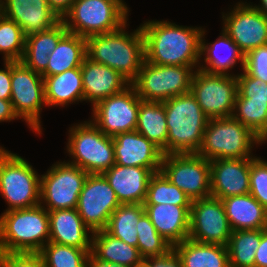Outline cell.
<instances>
[{"instance_id":"7a4b0ae2","label":"cell","mask_w":267,"mask_h":267,"mask_svg":"<svg viewBox=\"0 0 267 267\" xmlns=\"http://www.w3.org/2000/svg\"><path fill=\"white\" fill-rule=\"evenodd\" d=\"M127 26L126 23L116 31L87 37L86 54L92 61L119 72L131 83L145 60V51L141 27L128 33Z\"/></svg>"},{"instance_id":"7dc6e473","label":"cell","mask_w":267,"mask_h":267,"mask_svg":"<svg viewBox=\"0 0 267 267\" xmlns=\"http://www.w3.org/2000/svg\"><path fill=\"white\" fill-rule=\"evenodd\" d=\"M19 119L16 115L10 100L0 99V122L13 121Z\"/></svg>"},{"instance_id":"f546056e","label":"cell","mask_w":267,"mask_h":267,"mask_svg":"<svg viewBox=\"0 0 267 267\" xmlns=\"http://www.w3.org/2000/svg\"><path fill=\"white\" fill-rule=\"evenodd\" d=\"M183 267H230L227 247L189 238L173 246Z\"/></svg>"},{"instance_id":"ee69618b","label":"cell","mask_w":267,"mask_h":267,"mask_svg":"<svg viewBox=\"0 0 267 267\" xmlns=\"http://www.w3.org/2000/svg\"><path fill=\"white\" fill-rule=\"evenodd\" d=\"M143 267H183L181 258L172 248L162 256L149 257L143 260Z\"/></svg>"},{"instance_id":"5bb4252c","label":"cell","mask_w":267,"mask_h":267,"mask_svg":"<svg viewBox=\"0 0 267 267\" xmlns=\"http://www.w3.org/2000/svg\"><path fill=\"white\" fill-rule=\"evenodd\" d=\"M141 101L142 99L130 84L120 93L111 95L92 107L91 122L110 137L136 131Z\"/></svg>"},{"instance_id":"74e56055","label":"cell","mask_w":267,"mask_h":267,"mask_svg":"<svg viewBox=\"0 0 267 267\" xmlns=\"http://www.w3.org/2000/svg\"><path fill=\"white\" fill-rule=\"evenodd\" d=\"M136 229L138 235L137 248L143 259L162 256L173 248V246L157 232L146 213L140 217Z\"/></svg>"},{"instance_id":"2e32d148","label":"cell","mask_w":267,"mask_h":267,"mask_svg":"<svg viewBox=\"0 0 267 267\" xmlns=\"http://www.w3.org/2000/svg\"><path fill=\"white\" fill-rule=\"evenodd\" d=\"M231 233L221 199L210 196L192 201L188 236L190 240L226 246Z\"/></svg>"},{"instance_id":"ba28073f","label":"cell","mask_w":267,"mask_h":267,"mask_svg":"<svg viewBox=\"0 0 267 267\" xmlns=\"http://www.w3.org/2000/svg\"><path fill=\"white\" fill-rule=\"evenodd\" d=\"M68 161L88 174H102L115 165L113 137L105 135L92 122L76 124L69 129Z\"/></svg>"},{"instance_id":"d6a6232c","label":"cell","mask_w":267,"mask_h":267,"mask_svg":"<svg viewBox=\"0 0 267 267\" xmlns=\"http://www.w3.org/2000/svg\"><path fill=\"white\" fill-rule=\"evenodd\" d=\"M144 213L143 204H121L111 214L105 231L129 245L137 247L136 226Z\"/></svg>"},{"instance_id":"8992f818","label":"cell","mask_w":267,"mask_h":267,"mask_svg":"<svg viewBox=\"0 0 267 267\" xmlns=\"http://www.w3.org/2000/svg\"><path fill=\"white\" fill-rule=\"evenodd\" d=\"M262 145L258 136L235 118H210L198 155L213 159L252 158V148Z\"/></svg>"},{"instance_id":"f1b7e54d","label":"cell","mask_w":267,"mask_h":267,"mask_svg":"<svg viewBox=\"0 0 267 267\" xmlns=\"http://www.w3.org/2000/svg\"><path fill=\"white\" fill-rule=\"evenodd\" d=\"M43 79L47 106L64 107L69 103L84 101L80 67Z\"/></svg>"},{"instance_id":"9a60e30c","label":"cell","mask_w":267,"mask_h":267,"mask_svg":"<svg viewBox=\"0 0 267 267\" xmlns=\"http://www.w3.org/2000/svg\"><path fill=\"white\" fill-rule=\"evenodd\" d=\"M120 205L116 193L102 174H88L76 209L92 233L105 230L111 214Z\"/></svg>"},{"instance_id":"30bf717a","label":"cell","mask_w":267,"mask_h":267,"mask_svg":"<svg viewBox=\"0 0 267 267\" xmlns=\"http://www.w3.org/2000/svg\"><path fill=\"white\" fill-rule=\"evenodd\" d=\"M10 101L18 118L24 119L33 132L41 135L40 113L43 106H47L44 79L22 61H11Z\"/></svg>"},{"instance_id":"7c38bea8","label":"cell","mask_w":267,"mask_h":267,"mask_svg":"<svg viewBox=\"0 0 267 267\" xmlns=\"http://www.w3.org/2000/svg\"><path fill=\"white\" fill-rule=\"evenodd\" d=\"M160 171L191 201L211 196L210 161L197 153L163 155Z\"/></svg>"},{"instance_id":"8d00e7d4","label":"cell","mask_w":267,"mask_h":267,"mask_svg":"<svg viewBox=\"0 0 267 267\" xmlns=\"http://www.w3.org/2000/svg\"><path fill=\"white\" fill-rule=\"evenodd\" d=\"M232 117L260 139L267 133V102L251 101V98H236Z\"/></svg>"},{"instance_id":"ffe728a7","label":"cell","mask_w":267,"mask_h":267,"mask_svg":"<svg viewBox=\"0 0 267 267\" xmlns=\"http://www.w3.org/2000/svg\"><path fill=\"white\" fill-rule=\"evenodd\" d=\"M81 75L84 101L94 107L98 102L111 95L120 93L130 82L110 67L94 62L87 56L82 62Z\"/></svg>"},{"instance_id":"44dd1931","label":"cell","mask_w":267,"mask_h":267,"mask_svg":"<svg viewBox=\"0 0 267 267\" xmlns=\"http://www.w3.org/2000/svg\"><path fill=\"white\" fill-rule=\"evenodd\" d=\"M115 164L160 169L163 152L137 131L113 137Z\"/></svg>"},{"instance_id":"bcb514c9","label":"cell","mask_w":267,"mask_h":267,"mask_svg":"<svg viewBox=\"0 0 267 267\" xmlns=\"http://www.w3.org/2000/svg\"><path fill=\"white\" fill-rule=\"evenodd\" d=\"M254 267H267V229H261V242L255 252Z\"/></svg>"},{"instance_id":"ab89813d","label":"cell","mask_w":267,"mask_h":267,"mask_svg":"<svg viewBox=\"0 0 267 267\" xmlns=\"http://www.w3.org/2000/svg\"><path fill=\"white\" fill-rule=\"evenodd\" d=\"M267 210V161L260 157L250 158V192Z\"/></svg>"},{"instance_id":"1f68e13d","label":"cell","mask_w":267,"mask_h":267,"mask_svg":"<svg viewBox=\"0 0 267 267\" xmlns=\"http://www.w3.org/2000/svg\"><path fill=\"white\" fill-rule=\"evenodd\" d=\"M136 131L167 155L168 129L163 102H140Z\"/></svg>"},{"instance_id":"e0dca14e","label":"cell","mask_w":267,"mask_h":267,"mask_svg":"<svg viewBox=\"0 0 267 267\" xmlns=\"http://www.w3.org/2000/svg\"><path fill=\"white\" fill-rule=\"evenodd\" d=\"M231 12L222 14L223 30L245 54L267 44V17L254 5L238 2Z\"/></svg>"},{"instance_id":"cb8c5ba5","label":"cell","mask_w":267,"mask_h":267,"mask_svg":"<svg viewBox=\"0 0 267 267\" xmlns=\"http://www.w3.org/2000/svg\"><path fill=\"white\" fill-rule=\"evenodd\" d=\"M157 232L172 246L188 239L191 206L144 205Z\"/></svg>"},{"instance_id":"d4e9b609","label":"cell","mask_w":267,"mask_h":267,"mask_svg":"<svg viewBox=\"0 0 267 267\" xmlns=\"http://www.w3.org/2000/svg\"><path fill=\"white\" fill-rule=\"evenodd\" d=\"M205 28H203L200 39V57L203 55L205 64L198 66L199 69L213 74L233 75L230 71L237 61L244 66V53L240 50L239 46L228 36V34L222 30L219 38L215 42L207 43L205 41ZM221 51H225L228 54L222 57ZM222 52V53H223ZM224 52V53H225Z\"/></svg>"},{"instance_id":"836d02e7","label":"cell","mask_w":267,"mask_h":267,"mask_svg":"<svg viewBox=\"0 0 267 267\" xmlns=\"http://www.w3.org/2000/svg\"><path fill=\"white\" fill-rule=\"evenodd\" d=\"M261 242V229L232 231L226 245L230 267H254L255 252Z\"/></svg>"},{"instance_id":"52a82bcc","label":"cell","mask_w":267,"mask_h":267,"mask_svg":"<svg viewBox=\"0 0 267 267\" xmlns=\"http://www.w3.org/2000/svg\"><path fill=\"white\" fill-rule=\"evenodd\" d=\"M23 157L0 147V193L5 211L32 208L40 204V175Z\"/></svg>"},{"instance_id":"d590c367","label":"cell","mask_w":267,"mask_h":267,"mask_svg":"<svg viewBox=\"0 0 267 267\" xmlns=\"http://www.w3.org/2000/svg\"><path fill=\"white\" fill-rule=\"evenodd\" d=\"M91 250L48 242L38 254L45 267H87Z\"/></svg>"},{"instance_id":"f6af8a7d","label":"cell","mask_w":267,"mask_h":267,"mask_svg":"<svg viewBox=\"0 0 267 267\" xmlns=\"http://www.w3.org/2000/svg\"><path fill=\"white\" fill-rule=\"evenodd\" d=\"M4 69H0V99H11V61H4Z\"/></svg>"},{"instance_id":"816d5d0a","label":"cell","mask_w":267,"mask_h":267,"mask_svg":"<svg viewBox=\"0 0 267 267\" xmlns=\"http://www.w3.org/2000/svg\"><path fill=\"white\" fill-rule=\"evenodd\" d=\"M260 140L262 143L267 142V133Z\"/></svg>"},{"instance_id":"60d3db41","label":"cell","mask_w":267,"mask_h":267,"mask_svg":"<svg viewBox=\"0 0 267 267\" xmlns=\"http://www.w3.org/2000/svg\"><path fill=\"white\" fill-rule=\"evenodd\" d=\"M236 98H251V101L267 102V82L249 76L244 71L237 74Z\"/></svg>"},{"instance_id":"4fadbf2b","label":"cell","mask_w":267,"mask_h":267,"mask_svg":"<svg viewBox=\"0 0 267 267\" xmlns=\"http://www.w3.org/2000/svg\"><path fill=\"white\" fill-rule=\"evenodd\" d=\"M190 92L209 119L231 117L237 76L208 73L198 68L193 74Z\"/></svg>"},{"instance_id":"b9f144b4","label":"cell","mask_w":267,"mask_h":267,"mask_svg":"<svg viewBox=\"0 0 267 267\" xmlns=\"http://www.w3.org/2000/svg\"><path fill=\"white\" fill-rule=\"evenodd\" d=\"M243 71L249 76L267 82V44L245 54Z\"/></svg>"},{"instance_id":"5b68a950","label":"cell","mask_w":267,"mask_h":267,"mask_svg":"<svg viewBox=\"0 0 267 267\" xmlns=\"http://www.w3.org/2000/svg\"><path fill=\"white\" fill-rule=\"evenodd\" d=\"M129 12L123 0H75L62 22L69 33L87 38L120 29Z\"/></svg>"},{"instance_id":"8fae6325","label":"cell","mask_w":267,"mask_h":267,"mask_svg":"<svg viewBox=\"0 0 267 267\" xmlns=\"http://www.w3.org/2000/svg\"><path fill=\"white\" fill-rule=\"evenodd\" d=\"M87 176L77 165L56 162L40 177V205L47 211L76 208Z\"/></svg>"},{"instance_id":"f35d334b","label":"cell","mask_w":267,"mask_h":267,"mask_svg":"<svg viewBox=\"0 0 267 267\" xmlns=\"http://www.w3.org/2000/svg\"><path fill=\"white\" fill-rule=\"evenodd\" d=\"M25 38L22 28L0 12V53L4 54V61L22 60Z\"/></svg>"},{"instance_id":"603a6c76","label":"cell","mask_w":267,"mask_h":267,"mask_svg":"<svg viewBox=\"0 0 267 267\" xmlns=\"http://www.w3.org/2000/svg\"><path fill=\"white\" fill-rule=\"evenodd\" d=\"M48 215L49 242L91 250L92 231L83 223L76 208L48 211Z\"/></svg>"},{"instance_id":"484cf974","label":"cell","mask_w":267,"mask_h":267,"mask_svg":"<svg viewBox=\"0 0 267 267\" xmlns=\"http://www.w3.org/2000/svg\"><path fill=\"white\" fill-rule=\"evenodd\" d=\"M221 201L232 231L267 229V210L250 193Z\"/></svg>"},{"instance_id":"4dcf8cb0","label":"cell","mask_w":267,"mask_h":267,"mask_svg":"<svg viewBox=\"0 0 267 267\" xmlns=\"http://www.w3.org/2000/svg\"><path fill=\"white\" fill-rule=\"evenodd\" d=\"M86 56V38L67 32L50 53L47 69L41 75L45 78L81 67Z\"/></svg>"},{"instance_id":"83f0119b","label":"cell","mask_w":267,"mask_h":267,"mask_svg":"<svg viewBox=\"0 0 267 267\" xmlns=\"http://www.w3.org/2000/svg\"><path fill=\"white\" fill-rule=\"evenodd\" d=\"M91 253L105 262L127 267H143V258L137 247L117 239L105 230L92 233Z\"/></svg>"},{"instance_id":"c3c4849f","label":"cell","mask_w":267,"mask_h":267,"mask_svg":"<svg viewBox=\"0 0 267 267\" xmlns=\"http://www.w3.org/2000/svg\"><path fill=\"white\" fill-rule=\"evenodd\" d=\"M75 0H47L50 8L62 19Z\"/></svg>"},{"instance_id":"3957f363","label":"cell","mask_w":267,"mask_h":267,"mask_svg":"<svg viewBox=\"0 0 267 267\" xmlns=\"http://www.w3.org/2000/svg\"><path fill=\"white\" fill-rule=\"evenodd\" d=\"M49 236L48 211L40 204L0 216V253H38Z\"/></svg>"},{"instance_id":"d6986e66","label":"cell","mask_w":267,"mask_h":267,"mask_svg":"<svg viewBox=\"0 0 267 267\" xmlns=\"http://www.w3.org/2000/svg\"><path fill=\"white\" fill-rule=\"evenodd\" d=\"M0 12L15 21L25 36L50 29L62 20L47 0H0Z\"/></svg>"},{"instance_id":"7402d4cb","label":"cell","mask_w":267,"mask_h":267,"mask_svg":"<svg viewBox=\"0 0 267 267\" xmlns=\"http://www.w3.org/2000/svg\"><path fill=\"white\" fill-rule=\"evenodd\" d=\"M160 169L113 165L102 173L121 204H144L150 178Z\"/></svg>"},{"instance_id":"e575fe53","label":"cell","mask_w":267,"mask_h":267,"mask_svg":"<svg viewBox=\"0 0 267 267\" xmlns=\"http://www.w3.org/2000/svg\"><path fill=\"white\" fill-rule=\"evenodd\" d=\"M191 199L161 172H155L150 178L147 196L143 205L169 204L191 206Z\"/></svg>"},{"instance_id":"7bdbcfd3","label":"cell","mask_w":267,"mask_h":267,"mask_svg":"<svg viewBox=\"0 0 267 267\" xmlns=\"http://www.w3.org/2000/svg\"><path fill=\"white\" fill-rule=\"evenodd\" d=\"M0 267H45L38 253H0Z\"/></svg>"},{"instance_id":"f907efd6","label":"cell","mask_w":267,"mask_h":267,"mask_svg":"<svg viewBox=\"0 0 267 267\" xmlns=\"http://www.w3.org/2000/svg\"><path fill=\"white\" fill-rule=\"evenodd\" d=\"M260 2V5H255L254 7L267 17V0H260Z\"/></svg>"},{"instance_id":"4316f807","label":"cell","mask_w":267,"mask_h":267,"mask_svg":"<svg viewBox=\"0 0 267 267\" xmlns=\"http://www.w3.org/2000/svg\"><path fill=\"white\" fill-rule=\"evenodd\" d=\"M67 32L65 24L61 20L50 29L27 35L21 61L34 72L42 74L47 69L50 53Z\"/></svg>"},{"instance_id":"ac0fdd59","label":"cell","mask_w":267,"mask_h":267,"mask_svg":"<svg viewBox=\"0 0 267 267\" xmlns=\"http://www.w3.org/2000/svg\"><path fill=\"white\" fill-rule=\"evenodd\" d=\"M211 196L224 199L250 192V158L210 161Z\"/></svg>"},{"instance_id":"681fc988","label":"cell","mask_w":267,"mask_h":267,"mask_svg":"<svg viewBox=\"0 0 267 267\" xmlns=\"http://www.w3.org/2000/svg\"><path fill=\"white\" fill-rule=\"evenodd\" d=\"M87 267H127L116 263L105 262L97 259L92 253L88 257Z\"/></svg>"},{"instance_id":"9c48e42d","label":"cell","mask_w":267,"mask_h":267,"mask_svg":"<svg viewBox=\"0 0 267 267\" xmlns=\"http://www.w3.org/2000/svg\"><path fill=\"white\" fill-rule=\"evenodd\" d=\"M193 69L191 66L158 65L144 60L130 84L143 101L164 102L190 92Z\"/></svg>"},{"instance_id":"277c9868","label":"cell","mask_w":267,"mask_h":267,"mask_svg":"<svg viewBox=\"0 0 267 267\" xmlns=\"http://www.w3.org/2000/svg\"><path fill=\"white\" fill-rule=\"evenodd\" d=\"M168 129L167 154L198 153L209 118L191 92L163 102Z\"/></svg>"},{"instance_id":"6da1fadb","label":"cell","mask_w":267,"mask_h":267,"mask_svg":"<svg viewBox=\"0 0 267 267\" xmlns=\"http://www.w3.org/2000/svg\"><path fill=\"white\" fill-rule=\"evenodd\" d=\"M144 37L145 60L158 65L200 64L202 27L179 26L169 21H146L140 25Z\"/></svg>"}]
</instances>
